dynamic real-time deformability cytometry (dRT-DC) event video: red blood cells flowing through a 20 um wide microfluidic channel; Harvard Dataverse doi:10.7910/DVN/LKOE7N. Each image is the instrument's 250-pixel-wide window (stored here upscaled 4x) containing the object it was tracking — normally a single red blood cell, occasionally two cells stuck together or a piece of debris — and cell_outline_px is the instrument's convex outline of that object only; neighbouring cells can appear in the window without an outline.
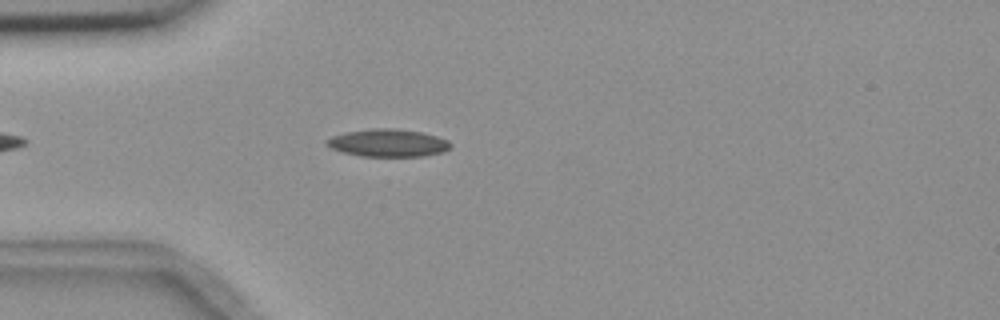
{"species": "common noctule bat (a hibernating species)", "species_latin": "Nyctalus noctula", "temperature_condition": "room temperature", "stored_images_in_passage": 4, "camera_frame_rate_fps": 3000, "um_per_image_px": 0.085, "animal": {"sex": "female", "body_mass_g": 18.4}, "frame": {"image": 1, "passage_image": 4, "time_ms": 3.333, "image_size_px": [1000, 320], "cell_outline_px": [[452, 144], [444, 152], [424, 156], [360, 156], [344, 152], [332, 148], [324, 144], [324, 140], [332, 136], [344, 132], [372, 128], [396, 128], [420, 132], [436, 136], [448, 140]], "centroid_in_image_um": [32.95, 12.14], "position_along_channel_um": 52.0, "area_um2": 20.0}}